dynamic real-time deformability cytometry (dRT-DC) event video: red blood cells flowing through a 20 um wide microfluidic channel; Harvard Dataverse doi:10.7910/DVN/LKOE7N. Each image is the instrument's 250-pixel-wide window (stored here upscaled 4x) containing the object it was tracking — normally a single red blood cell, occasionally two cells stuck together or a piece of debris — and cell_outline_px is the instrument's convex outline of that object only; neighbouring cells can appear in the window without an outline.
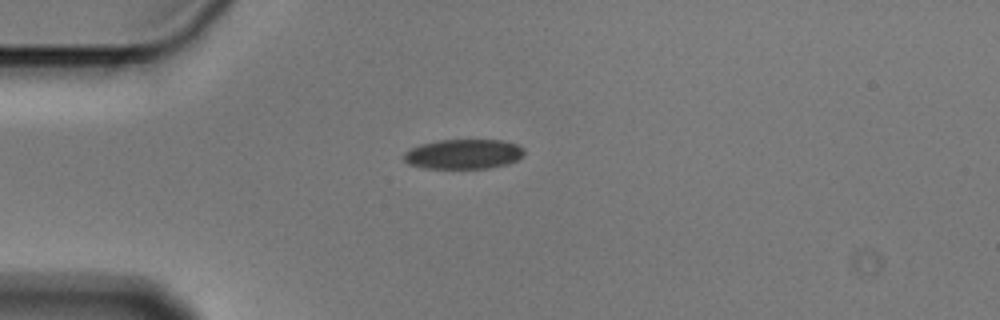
{"species": "Egyptian fruit bat (a non-hibernating species)", "species_latin": "Rousettus aegyptiacus", "temperature_condition": "cold", "stored_images_in_passage": 2, "camera_frame_rate_fps": 3000, "um_per_image_px": 0.085, "animal": {"sex": "male"}, "frame": {"image": 1, "passage_image": 1, "time_ms": 0.0, "image_size_px": [1000, 320], "cell_outline_px": [[524, 156], [508, 164], [488, 168], [424, 168], [408, 164], [404, 160], [404, 152], [420, 144], [440, 140], [504, 140], [516, 144], [524, 148]], "centroid_in_image_um": [39.42, 13.09], "position_along_channel_um": 45.6, "area_um2": 20.92}}